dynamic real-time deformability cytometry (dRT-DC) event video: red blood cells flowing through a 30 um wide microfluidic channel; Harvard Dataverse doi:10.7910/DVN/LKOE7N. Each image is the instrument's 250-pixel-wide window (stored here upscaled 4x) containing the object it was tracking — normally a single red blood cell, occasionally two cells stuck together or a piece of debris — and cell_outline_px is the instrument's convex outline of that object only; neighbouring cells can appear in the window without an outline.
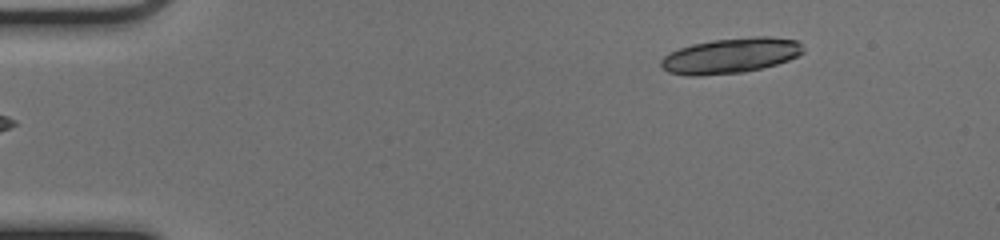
{"species": "common noctule bat (a hibernating species)", "species_latin": "Nyctalus noctula", "temperature_condition": "cold", "stored_images_in_passage": 15, "camera_frame_rate_fps": 3000, "um_per_image_px": 0.085, "animal": {"sex": "female", "body_mass_g": 17.0, "forearm_length_mm": 48.0}, "frame": {"image": 1, "passage_image": 1, "time_ms": 0.0, "image_size_px": [1000, 240], "cell_outline_px": [[804, 52], [788, 60], [776, 64], [744, 72], [700, 76], [688, 76], [668, 72], [660, 64], [660, 60], [668, 52], [692, 44], [712, 40], [752, 36], [768, 36], [796, 40], [804, 48]], "centroid_in_image_um": [62.07, 4.73], "position_along_channel_um": 22.9, "area_um2": 29.3}}